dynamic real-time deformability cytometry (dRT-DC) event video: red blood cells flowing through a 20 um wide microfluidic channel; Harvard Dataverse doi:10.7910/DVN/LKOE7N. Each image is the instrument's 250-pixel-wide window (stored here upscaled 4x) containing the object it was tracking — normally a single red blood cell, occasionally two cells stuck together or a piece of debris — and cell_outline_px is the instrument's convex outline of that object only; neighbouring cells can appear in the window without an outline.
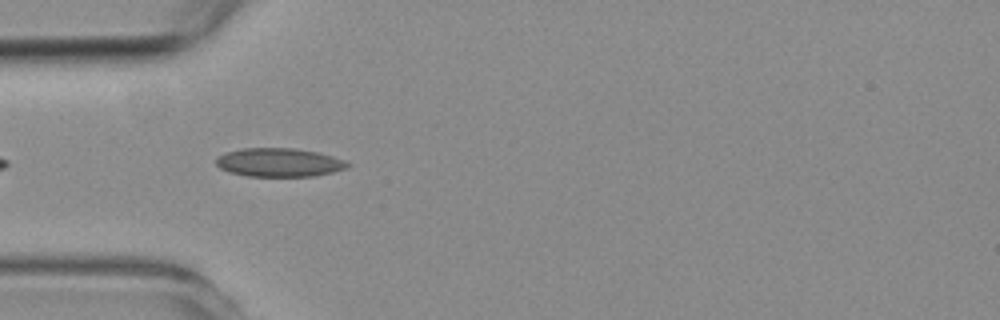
{"species": "common noctule bat (a hibernating species)", "species_latin": "Nyctalus noctula", "temperature_condition": "room temperature", "stored_images_in_passage": 42, "camera_frame_rate_fps": 3000, "um_per_image_px": 0.085, "animal": {"sex": "female", "body_mass_g": 19.3, "forearm_length_mm": 54.1}, "frame": {"image": 1, "passage_image": 4, "time_ms": 1.0, "image_size_px": [1000, 320], "cell_outline_px": [[352, 164], [348, 168], [332, 172], [312, 176], [248, 176], [228, 172], [220, 168], [216, 164], [216, 156], [224, 152], [244, 148], [296, 148], [320, 152], [344, 160]], "centroid_in_image_um": [23.72, 13.8], "position_along_channel_um": 61.3, "area_um2": 22.14}}
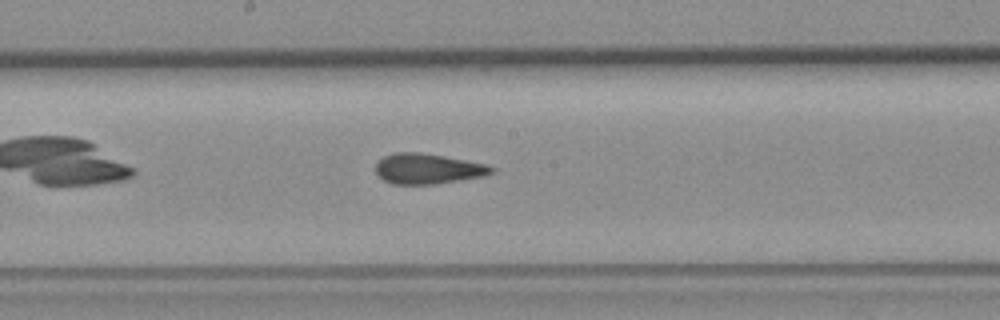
{"frame": {"image": 2, "passage_image": 16, "time_ms": 5.0, "image_size_px": [1000, 320], "cell_outline_px": [[496, 172], [484, 176], [436, 184], [392, 184], [384, 180], [376, 172], [376, 164], [384, 156], [396, 152], [420, 152], [444, 156], [488, 164], [496, 168]], "centroid_in_image_um": [36.41, 14.34], "position_along_channel_um": 211.8, "area_um2": 20.58}}
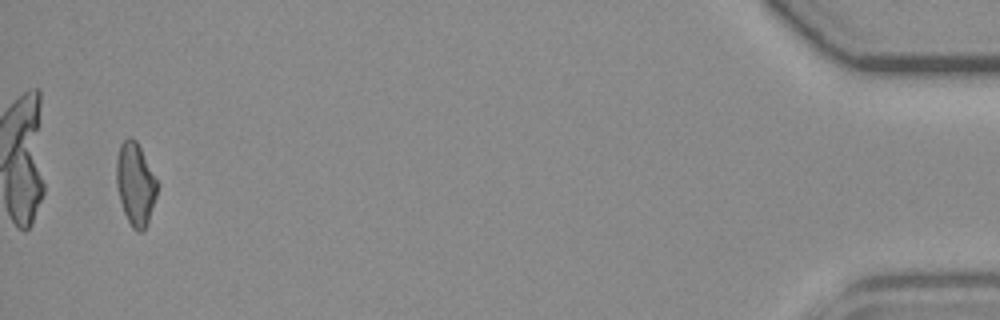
{"frame": {"image": 3, "passage_image": 40, "time_ms": 13.0, "image_size_px": [1000, 320], "cell_outline_px": [[160, 184], [148, 224], [140, 232], [136, 232], [132, 228], [124, 212], [120, 200], [116, 184], [116, 160], [120, 144], [128, 136], [132, 136], [136, 140]], "centroid_in_image_um": [11.53, 15.63], "position_along_channel_um": 423.7, "area_um2": 19.94}, "authors_computed_cell_mechanics": {"area_um2": 20.519, "velocity_mm_per_s": 3.7852, "shape_relaxation_time_tau1_ms": null, "shape_relaxation_time_tau2_ms": 2.3098, "deformation_change_tau1": null, "deformation_change_tau2": 0.0923}}